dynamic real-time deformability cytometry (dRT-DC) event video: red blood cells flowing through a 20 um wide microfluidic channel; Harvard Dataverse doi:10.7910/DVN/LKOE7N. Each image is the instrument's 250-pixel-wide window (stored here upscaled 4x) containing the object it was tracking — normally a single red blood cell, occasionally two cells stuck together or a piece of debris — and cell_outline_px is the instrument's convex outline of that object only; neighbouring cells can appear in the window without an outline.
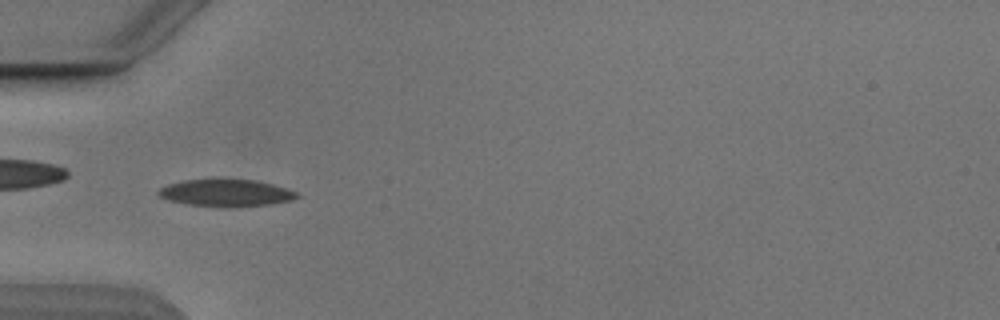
{"species": "Egyptian fruit bat (a non-hibernating species)", "species_latin": "Rousettus aegyptiacus", "temperature_condition": "cold", "stored_images_in_passage": 47, "camera_frame_rate_fps": 3000, "um_per_image_px": 0.085, "animal": {"sex": "male"}, "frame": {"image": 1, "passage_image": 11, "time_ms": 3.333, "image_size_px": [1000, 320], "cell_outline_px": [[300, 196], [292, 200], [272, 204], [232, 208], [220, 208], [184, 204], [168, 200], [160, 196], [156, 192], [160, 188], [168, 184], [184, 180], [256, 180], [272, 184], [296, 192]], "centroid_in_image_um": [19.19, 16.43], "position_along_channel_um": 65.8, "area_um2": 22.02}}
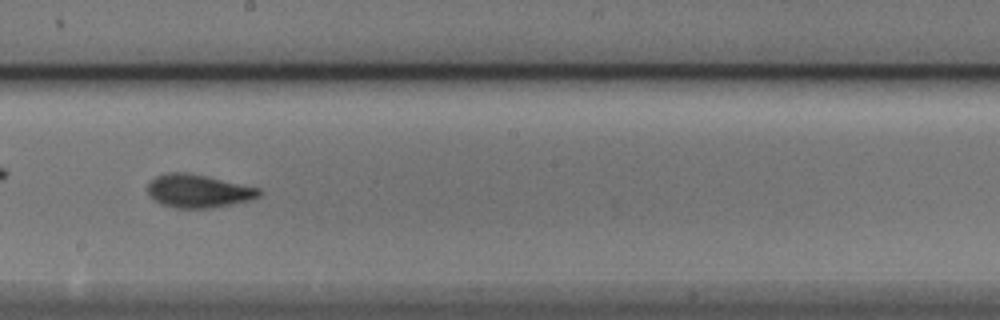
{"frame": {"image": 2, "passage_image": 24, "time_ms": 7.667, "image_size_px": [1000, 320], "cell_outline_px": [[260, 196], [252, 200], [212, 208], [176, 208], [160, 204], [152, 200], [148, 192], [148, 184], [156, 176], [172, 172], [180, 172], [204, 176], [260, 188]], "centroid_in_image_um": [16.84, 16.26], "position_along_channel_um": 231.4, "area_um2": 21.39}}
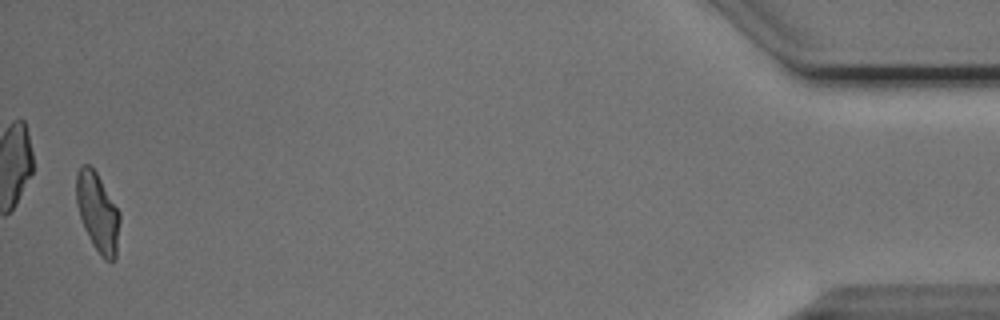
{"frame": {"image": 3, "passage_image": 46, "time_ms": 15.0, "image_size_px": [1000, 320], "cell_outline_px": [[120, 220], [116, 260], [104, 260], [100, 256], [92, 244], [84, 228], [76, 204], [76, 176], [80, 168], [84, 164], [88, 164], [96, 172], [120, 212]], "centroid_in_image_um": [8.31, 18.09], "position_along_channel_um": 426.9, "area_um2": 20.0}, "authors_computed_cell_mechanics": {"area_um2": 20.6346, "velocity_mm_per_s": 3.8577, "shape_relaxation_time_tau1_ms": 3.4203, "shape_relaxation_time_tau2_ms": 1.4733, "deformation_change_tau1": 0.1463, "deformation_change_tau2": 0.0773}}